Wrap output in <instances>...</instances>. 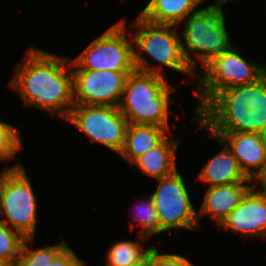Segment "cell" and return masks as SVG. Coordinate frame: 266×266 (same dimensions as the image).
I'll list each match as a JSON object with an SVG mask.
<instances>
[{"mask_svg": "<svg viewBox=\"0 0 266 266\" xmlns=\"http://www.w3.org/2000/svg\"><path fill=\"white\" fill-rule=\"evenodd\" d=\"M16 66L9 88L17 92L24 106L66 120L75 105L70 58L30 47Z\"/></svg>", "mask_w": 266, "mask_h": 266, "instance_id": "6da1fadb", "label": "cell"}, {"mask_svg": "<svg viewBox=\"0 0 266 266\" xmlns=\"http://www.w3.org/2000/svg\"><path fill=\"white\" fill-rule=\"evenodd\" d=\"M193 121L209 133L250 132L266 136V80L216 93Z\"/></svg>", "mask_w": 266, "mask_h": 266, "instance_id": "7a4b0ae2", "label": "cell"}, {"mask_svg": "<svg viewBox=\"0 0 266 266\" xmlns=\"http://www.w3.org/2000/svg\"><path fill=\"white\" fill-rule=\"evenodd\" d=\"M170 86L164 76L136 69L131 72L118 105L128 124L157 125L170 132L174 124H169V104L176 91Z\"/></svg>", "mask_w": 266, "mask_h": 266, "instance_id": "3957f363", "label": "cell"}, {"mask_svg": "<svg viewBox=\"0 0 266 266\" xmlns=\"http://www.w3.org/2000/svg\"><path fill=\"white\" fill-rule=\"evenodd\" d=\"M128 27L136 28L134 31L128 29L135 44L133 53L136 70L164 76L161 68L165 66L175 72L190 75L193 79L196 78L197 75L183 56L181 37L175 29L178 28L176 25L155 24L138 16ZM142 53L157 61L159 66L152 67Z\"/></svg>", "mask_w": 266, "mask_h": 266, "instance_id": "277c9868", "label": "cell"}, {"mask_svg": "<svg viewBox=\"0 0 266 266\" xmlns=\"http://www.w3.org/2000/svg\"><path fill=\"white\" fill-rule=\"evenodd\" d=\"M225 15L223 9L204 7L184 20V43L181 38V49L188 66L196 75L200 71H197V58L192 57V52L196 53L199 64L204 67L216 55L232 46Z\"/></svg>", "mask_w": 266, "mask_h": 266, "instance_id": "5b68a950", "label": "cell"}, {"mask_svg": "<svg viewBox=\"0 0 266 266\" xmlns=\"http://www.w3.org/2000/svg\"><path fill=\"white\" fill-rule=\"evenodd\" d=\"M0 219L24 238H35L37 198L18 162L0 172Z\"/></svg>", "mask_w": 266, "mask_h": 266, "instance_id": "8992f818", "label": "cell"}, {"mask_svg": "<svg viewBox=\"0 0 266 266\" xmlns=\"http://www.w3.org/2000/svg\"><path fill=\"white\" fill-rule=\"evenodd\" d=\"M240 53L238 47L232 45L203 67L201 71L203 75L200 72L197 74L195 92L198 106L195 113L216 93L232 87L255 83L262 77L261 64L246 60Z\"/></svg>", "mask_w": 266, "mask_h": 266, "instance_id": "52a82bcc", "label": "cell"}, {"mask_svg": "<svg viewBox=\"0 0 266 266\" xmlns=\"http://www.w3.org/2000/svg\"><path fill=\"white\" fill-rule=\"evenodd\" d=\"M125 21L121 19L109 27L90 42L77 58L70 59L71 69L133 72L134 44L129 30L127 35Z\"/></svg>", "mask_w": 266, "mask_h": 266, "instance_id": "ba28073f", "label": "cell"}, {"mask_svg": "<svg viewBox=\"0 0 266 266\" xmlns=\"http://www.w3.org/2000/svg\"><path fill=\"white\" fill-rule=\"evenodd\" d=\"M66 121L87 135L91 143L104 145L118 154L123 149L128 121L119 107L75 104Z\"/></svg>", "mask_w": 266, "mask_h": 266, "instance_id": "9c48e42d", "label": "cell"}, {"mask_svg": "<svg viewBox=\"0 0 266 266\" xmlns=\"http://www.w3.org/2000/svg\"><path fill=\"white\" fill-rule=\"evenodd\" d=\"M178 169L169 176L157 179L158 186L150 195L153 198L160 223V233L173 228L196 229L197 211L191 195Z\"/></svg>", "mask_w": 266, "mask_h": 266, "instance_id": "30bf717a", "label": "cell"}, {"mask_svg": "<svg viewBox=\"0 0 266 266\" xmlns=\"http://www.w3.org/2000/svg\"><path fill=\"white\" fill-rule=\"evenodd\" d=\"M73 101L81 105L118 107L124 84L131 72L71 69Z\"/></svg>", "mask_w": 266, "mask_h": 266, "instance_id": "8fae6325", "label": "cell"}, {"mask_svg": "<svg viewBox=\"0 0 266 266\" xmlns=\"http://www.w3.org/2000/svg\"><path fill=\"white\" fill-rule=\"evenodd\" d=\"M253 186L220 225L235 234L266 238V188ZM256 188V189H255Z\"/></svg>", "mask_w": 266, "mask_h": 266, "instance_id": "7c38bea8", "label": "cell"}, {"mask_svg": "<svg viewBox=\"0 0 266 266\" xmlns=\"http://www.w3.org/2000/svg\"><path fill=\"white\" fill-rule=\"evenodd\" d=\"M210 134L218 137L226 144L238 161L244 175L248 179L255 181L262 173L266 162V136L250 132Z\"/></svg>", "mask_w": 266, "mask_h": 266, "instance_id": "4fadbf2b", "label": "cell"}, {"mask_svg": "<svg viewBox=\"0 0 266 266\" xmlns=\"http://www.w3.org/2000/svg\"><path fill=\"white\" fill-rule=\"evenodd\" d=\"M252 186L248 182H235L209 187L204 194L200 211L197 213L198 224L202 215L209 214L216 220L217 225L220 227L228 215L239 205L243 196Z\"/></svg>", "mask_w": 266, "mask_h": 266, "instance_id": "5bb4252c", "label": "cell"}, {"mask_svg": "<svg viewBox=\"0 0 266 266\" xmlns=\"http://www.w3.org/2000/svg\"><path fill=\"white\" fill-rule=\"evenodd\" d=\"M210 136L218 141L221 150L202 166L197 175V180L209 185L208 187L235 182H249L252 184V180L248 179L241 171L238 161L226 144L218 137L211 134Z\"/></svg>", "mask_w": 266, "mask_h": 266, "instance_id": "9a60e30c", "label": "cell"}, {"mask_svg": "<svg viewBox=\"0 0 266 266\" xmlns=\"http://www.w3.org/2000/svg\"><path fill=\"white\" fill-rule=\"evenodd\" d=\"M179 139L168 136L156 147L138 157L132 165H138L141 171L152 178L160 179L171 175L177 170L176 153Z\"/></svg>", "mask_w": 266, "mask_h": 266, "instance_id": "2e32d148", "label": "cell"}, {"mask_svg": "<svg viewBox=\"0 0 266 266\" xmlns=\"http://www.w3.org/2000/svg\"><path fill=\"white\" fill-rule=\"evenodd\" d=\"M199 5L198 0H150L139 16L151 23L179 27L189 15L202 9Z\"/></svg>", "mask_w": 266, "mask_h": 266, "instance_id": "e0dca14e", "label": "cell"}, {"mask_svg": "<svg viewBox=\"0 0 266 266\" xmlns=\"http://www.w3.org/2000/svg\"><path fill=\"white\" fill-rule=\"evenodd\" d=\"M170 133L157 125L128 124L123 149L119 153L132 164L138 157L159 145Z\"/></svg>", "mask_w": 266, "mask_h": 266, "instance_id": "ac0fdd59", "label": "cell"}, {"mask_svg": "<svg viewBox=\"0 0 266 266\" xmlns=\"http://www.w3.org/2000/svg\"><path fill=\"white\" fill-rule=\"evenodd\" d=\"M139 241H116L107 251V263L105 266H130L146 256L154 246L146 249L142 246L149 237L140 234Z\"/></svg>", "mask_w": 266, "mask_h": 266, "instance_id": "d6986e66", "label": "cell"}, {"mask_svg": "<svg viewBox=\"0 0 266 266\" xmlns=\"http://www.w3.org/2000/svg\"><path fill=\"white\" fill-rule=\"evenodd\" d=\"M33 241L35 238H25L20 256L14 266H50L53 259L67 246V242L63 240L56 245H48L35 250L28 246Z\"/></svg>", "mask_w": 266, "mask_h": 266, "instance_id": "ffe728a7", "label": "cell"}, {"mask_svg": "<svg viewBox=\"0 0 266 266\" xmlns=\"http://www.w3.org/2000/svg\"><path fill=\"white\" fill-rule=\"evenodd\" d=\"M148 199L137 202L133 206V219L137 220V228H142L141 235L145 237L160 234V223L156 207L151 195Z\"/></svg>", "mask_w": 266, "mask_h": 266, "instance_id": "44dd1931", "label": "cell"}, {"mask_svg": "<svg viewBox=\"0 0 266 266\" xmlns=\"http://www.w3.org/2000/svg\"><path fill=\"white\" fill-rule=\"evenodd\" d=\"M25 238L0 219V259L14 265L20 256Z\"/></svg>", "mask_w": 266, "mask_h": 266, "instance_id": "7402d4cb", "label": "cell"}, {"mask_svg": "<svg viewBox=\"0 0 266 266\" xmlns=\"http://www.w3.org/2000/svg\"><path fill=\"white\" fill-rule=\"evenodd\" d=\"M21 132L18 127L0 120V161H11L23 148Z\"/></svg>", "mask_w": 266, "mask_h": 266, "instance_id": "603a6c76", "label": "cell"}, {"mask_svg": "<svg viewBox=\"0 0 266 266\" xmlns=\"http://www.w3.org/2000/svg\"><path fill=\"white\" fill-rule=\"evenodd\" d=\"M154 266H195L183 255L159 253L154 247Z\"/></svg>", "mask_w": 266, "mask_h": 266, "instance_id": "cb8c5ba5", "label": "cell"}, {"mask_svg": "<svg viewBox=\"0 0 266 266\" xmlns=\"http://www.w3.org/2000/svg\"><path fill=\"white\" fill-rule=\"evenodd\" d=\"M50 266H86L67 245L52 261Z\"/></svg>", "mask_w": 266, "mask_h": 266, "instance_id": "d4e9b609", "label": "cell"}, {"mask_svg": "<svg viewBox=\"0 0 266 266\" xmlns=\"http://www.w3.org/2000/svg\"><path fill=\"white\" fill-rule=\"evenodd\" d=\"M130 266H154V247L146 256Z\"/></svg>", "mask_w": 266, "mask_h": 266, "instance_id": "484cf974", "label": "cell"}, {"mask_svg": "<svg viewBox=\"0 0 266 266\" xmlns=\"http://www.w3.org/2000/svg\"><path fill=\"white\" fill-rule=\"evenodd\" d=\"M261 188H266V162L262 173L255 179Z\"/></svg>", "mask_w": 266, "mask_h": 266, "instance_id": "4316f807", "label": "cell"}, {"mask_svg": "<svg viewBox=\"0 0 266 266\" xmlns=\"http://www.w3.org/2000/svg\"><path fill=\"white\" fill-rule=\"evenodd\" d=\"M215 1L216 3L210 4L209 6H206V7L223 9V5H225L226 3H229L230 1H236V0H215Z\"/></svg>", "mask_w": 266, "mask_h": 266, "instance_id": "83f0119b", "label": "cell"}, {"mask_svg": "<svg viewBox=\"0 0 266 266\" xmlns=\"http://www.w3.org/2000/svg\"><path fill=\"white\" fill-rule=\"evenodd\" d=\"M0 266H14L13 263L0 259Z\"/></svg>", "mask_w": 266, "mask_h": 266, "instance_id": "f1b7e54d", "label": "cell"}, {"mask_svg": "<svg viewBox=\"0 0 266 266\" xmlns=\"http://www.w3.org/2000/svg\"><path fill=\"white\" fill-rule=\"evenodd\" d=\"M262 77L266 80V64L261 65Z\"/></svg>", "mask_w": 266, "mask_h": 266, "instance_id": "f546056e", "label": "cell"}]
</instances>
